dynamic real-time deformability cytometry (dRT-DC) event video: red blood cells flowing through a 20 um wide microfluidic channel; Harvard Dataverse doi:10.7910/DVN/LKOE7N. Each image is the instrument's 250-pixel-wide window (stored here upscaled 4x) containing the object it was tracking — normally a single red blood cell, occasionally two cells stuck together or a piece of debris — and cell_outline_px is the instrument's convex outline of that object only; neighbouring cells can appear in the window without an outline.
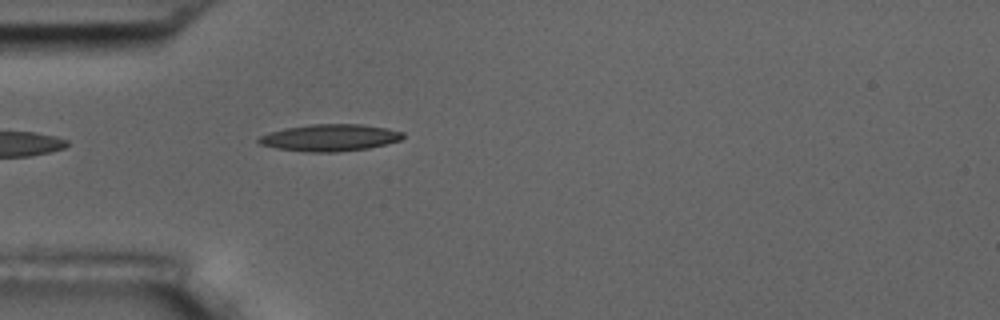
{"species": "common noctule bat (a hibernating species)", "species_latin": "Nyctalus noctula", "temperature_condition": "room temperature", "stored_images_in_passage": 22, "camera_frame_rate_fps": 3000, "um_per_image_px": 0.085, "animal": {"sex": "male", "body_mass_g": 17.5, "forearm_length_mm": 52.3}, "frame": {"image": 1, "passage_image": 1, "time_ms": 0.0, "image_size_px": [1000, 320], "cell_outline_px": [[404, 136], [400, 140], [368, 148], [336, 152], [308, 152], [276, 148], [260, 144], [256, 140], [260, 136], [268, 132], [284, 128], [312, 124], [360, 124], [388, 128], [404, 132]], "centroid_in_image_um": [28.02, 11.7], "position_along_channel_um": 57.0, "area_um2": 22.6}}
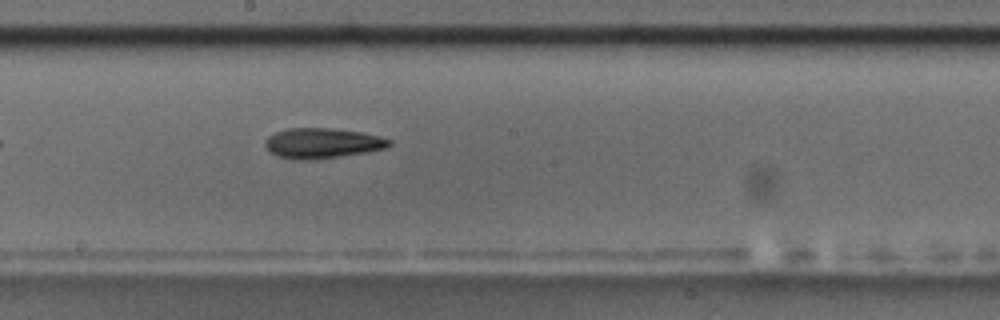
{"frame": {"image": 2, "passage_image": 15, "time_ms": 4.667, "image_size_px": [1000, 320], "cell_outline_px": [[392, 144], [388, 148], [368, 152], [312, 160], [292, 160], [276, 156], [264, 144], [268, 136], [276, 132], [288, 128], [328, 128], [360, 132], [380, 136], [392, 140]], "centroid_in_image_um": [27.42, 12.18], "position_along_channel_um": 220.8, "area_um2": 21.96}}
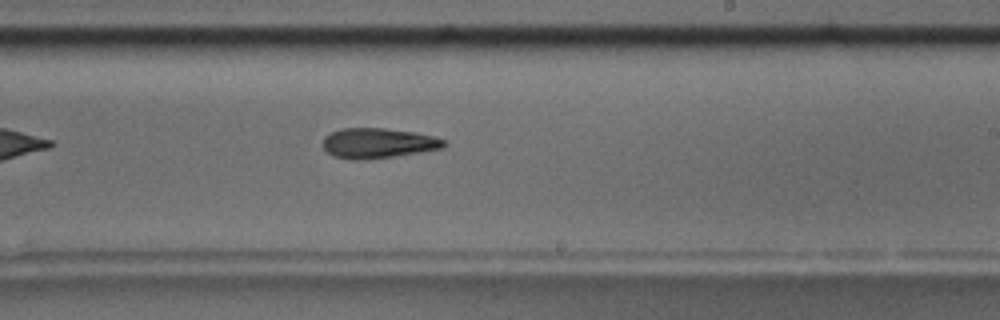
{"frame": {"image": 3, "passage_image": 18, "time_ms": 5.667, "image_size_px": [1000, 320], "cell_outline_px": [[448, 144], [444, 148], [420, 152], [392, 156], [356, 160], [352, 160], [332, 156], [320, 144], [324, 136], [340, 128], [384, 128], [412, 132], [432, 136], [448, 140]], "centroid_in_image_um": [32.11, 12.16], "position_along_channel_um": 256.9, "area_um2": 21.33}}